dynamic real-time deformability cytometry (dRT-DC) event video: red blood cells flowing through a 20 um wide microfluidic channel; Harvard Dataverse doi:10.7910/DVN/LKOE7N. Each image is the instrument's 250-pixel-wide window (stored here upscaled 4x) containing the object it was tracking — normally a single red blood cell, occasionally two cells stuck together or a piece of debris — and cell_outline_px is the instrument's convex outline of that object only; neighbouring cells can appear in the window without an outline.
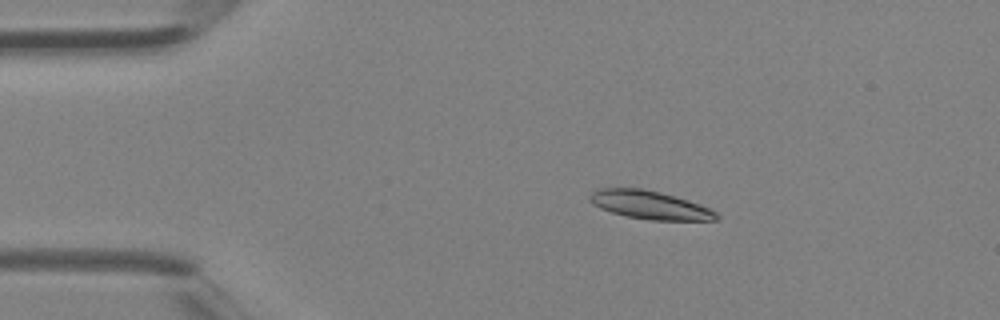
{"species": "Egyptian fruit bat (a non-hibernating species)", "species_latin": "Rousettus aegyptiacus", "temperature_condition": "room temperature", "stored_images_in_passage": 41, "camera_frame_rate_fps": 3000, "um_per_image_px": 0.085, "animal": {"sex": "female"}, "frame": {"image": 1, "passage_image": 8, "time_ms": 2.333, "image_size_px": [1000, 320], "cell_outline_px": [[720, 220], [652, 220], [628, 216], [612, 212], [600, 208], [592, 204], [588, 200], [588, 196], [592, 192], [600, 188], [644, 188], [660, 192], [688, 200], [700, 204], [716, 212], [720, 216]], "centroid_in_image_um": [55.23, 17.42], "position_along_channel_um": 29.8, "area_um2": 20.87}}
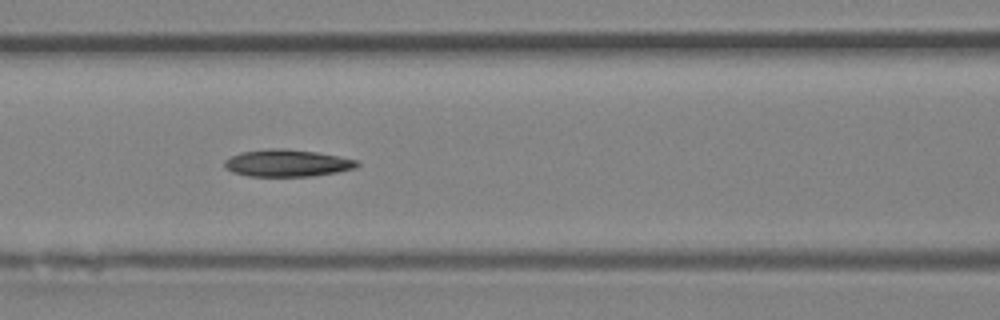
{"frame": {"image": 2, "passage_image": 18, "time_ms": 5.667, "image_size_px": [1000, 320], "cell_outline_px": [[360, 164], [356, 168], [336, 172], [312, 176], [248, 176], [232, 172], [224, 168], [224, 160], [240, 152], [272, 148], [284, 148], [316, 152], [340, 156], [356, 160]], "centroid_in_image_um": [24.39, 13.86], "position_along_channel_um": 142.2, "area_um2": 20.98}}
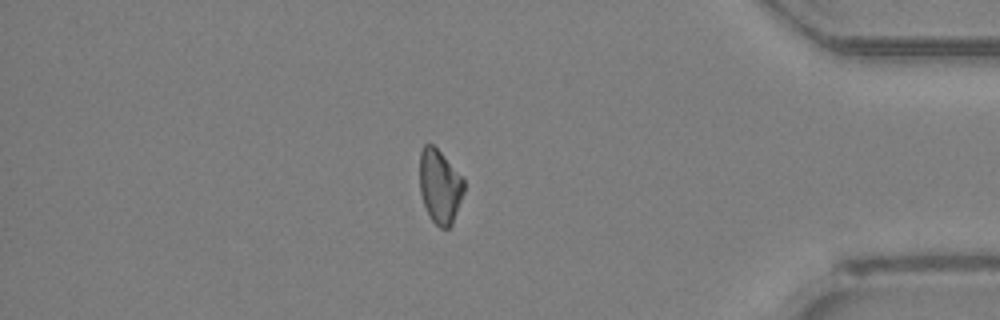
{"frame": {"image": 3, "passage_image": 35, "time_ms": 11.333, "image_size_px": [1000, 320], "cell_outline_px": [[464, 192], [452, 224], [448, 228], [440, 228], [432, 220], [424, 204], [420, 192], [420, 152], [424, 144], [432, 144], [464, 176]], "centroid_in_image_um": [37.4, 15.82], "position_along_channel_um": 397.8, "area_um2": 19.07}}